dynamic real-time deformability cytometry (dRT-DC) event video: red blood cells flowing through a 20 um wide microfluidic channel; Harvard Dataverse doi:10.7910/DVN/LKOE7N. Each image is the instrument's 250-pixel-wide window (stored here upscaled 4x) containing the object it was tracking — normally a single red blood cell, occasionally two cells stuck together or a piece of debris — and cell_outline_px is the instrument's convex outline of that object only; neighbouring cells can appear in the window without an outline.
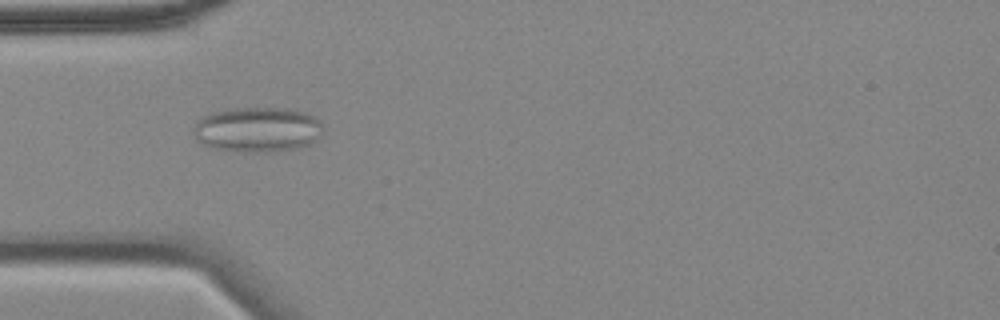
{"species": "common noctule bat (a hibernating species)", "species_latin": "Nyctalus noctula", "temperature_condition": "cold", "stored_images_in_passage": 57, "camera_frame_rate_fps": 3000, "um_per_image_px": 0.085, "animal": {"sex": "female", "body_mass_g": 18.4}, "frame": {"image": 1, "passage_image": 17, "time_ms": 5.333, "image_size_px": [1000, 320], "cell_outline_px": [[324, 128], [320, 136], [316, 140], [308, 144], [292, 148], [264, 152], [236, 152], [212, 148], [196, 140], [192, 128], [196, 120], [212, 112], [228, 108], [288, 108], [308, 112]], "centroid_in_image_um": [21.83, 11.0], "position_along_channel_um": 63.2, "area_um2": 34.22}}
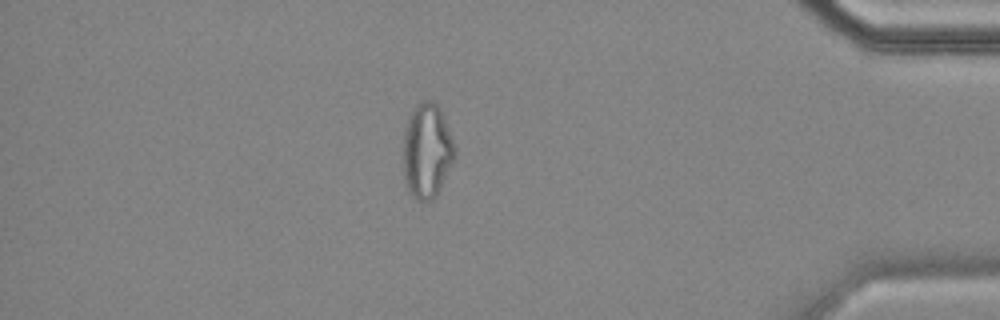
{"frame": {"image": 2, "passage_image": 49, "time_ms": 16.0, "image_size_px": [1000, 320], "cell_outline_px": [[456, 156], [436, 196], [432, 200], [416, 200], [412, 196], [408, 188], [404, 176], [404, 132], [408, 116], [416, 104], [420, 100], [436, 100], [440, 108], [456, 148]], "centroid_in_image_um": [36.3, 12.78], "position_along_channel_um": 398.9, "area_um2": 28.55}, "authors_computed_cell_mechanics": {"area_um2": 28.5532, "velocity_mm_per_s": 3.5142, "shape_relaxation_time_tau1_ms": null, "shape_relaxation_time_tau2_ms": 1.6403, "deformation_change_tau1": null, "deformation_change_tau2": 0.0753}}